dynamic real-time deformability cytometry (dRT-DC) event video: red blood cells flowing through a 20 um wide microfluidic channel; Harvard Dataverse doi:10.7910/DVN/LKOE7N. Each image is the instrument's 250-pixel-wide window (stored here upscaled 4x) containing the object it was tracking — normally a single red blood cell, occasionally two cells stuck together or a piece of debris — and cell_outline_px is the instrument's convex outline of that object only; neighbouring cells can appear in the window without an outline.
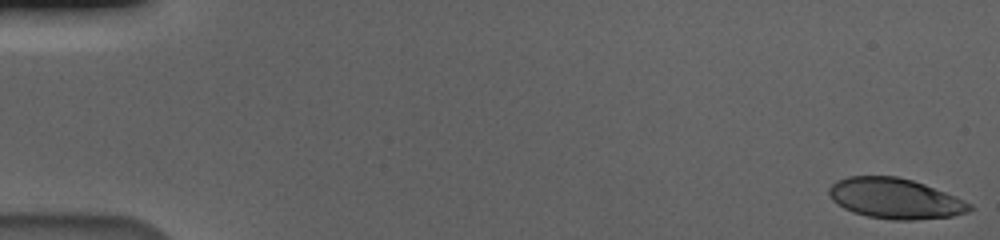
{"species": "human", "species_latin": "Homo sapiens", "temperature_condition": "cold", "stored_images_in_passage": 58, "camera_frame_rate_fps": 3000, "um_per_image_px": 0.085, "donor": {"sex": "male"}, "frame": {"image": 1, "passage_image": 1, "time_ms": 0.0, "image_size_px": [1000, 240], "cell_outline_px": [[972, 208], [968, 212], [952, 216], [916, 220], [892, 220], [868, 216], [852, 212], [836, 204], [832, 200], [828, 192], [828, 188], [836, 180], [848, 176], [896, 176], [912, 180], [924, 184], [964, 200], [972, 204]], "centroid_in_image_um": [76.05, 16.87], "position_along_channel_um": 8.9, "area_um2": 33.12}}
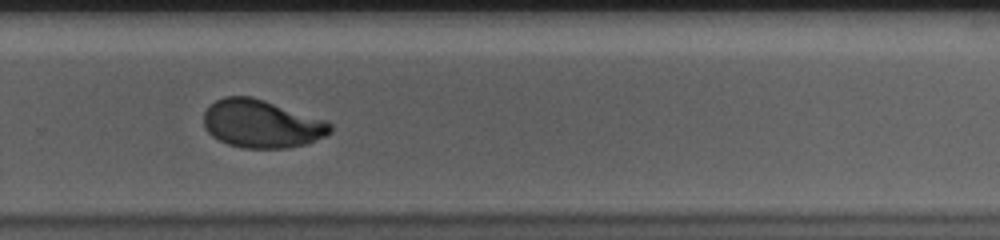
{"frame": {"image": 2, "passage_image": 40, "time_ms": 13.0, "image_size_px": [1000, 240], "cell_outline_px": [[332, 132], [324, 136], [304, 144], [288, 148], [244, 148], [228, 144], [212, 136], [204, 128], [204, 112], [216, 100], [224, 96], [252, 96], [328, 120], [332, 124]], "centroid_in_image_um": [22.25, 10.52], "position_along_channel_um": 307.5, "area_um2": 35.49}}
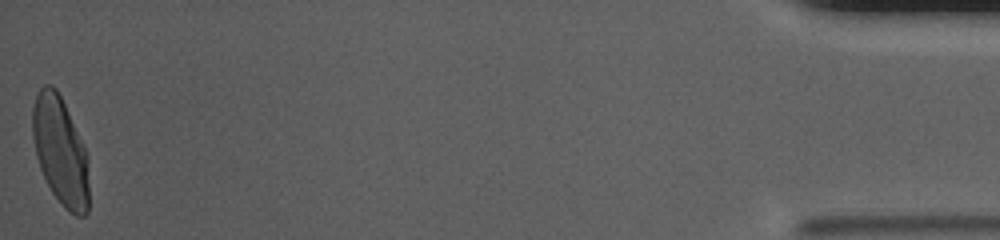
{"frame": {"image": 3, "passage_image": 58, "time_ms": 19.0, "image_size_px": [1000, 240], "cell_outline_px": [[88, 212], [84, 216], [76, 216], [64, 208], [52, 192], [40, 168], [36, 156], [32, 136], [32, 108], [36, 96], [40, 88], [44, 84], [52, 84], [56, 88], [84, 144], [88, 156]], "centroid_in_image_um": [5.13, 12.83], "position_along_channel_um": 430.1, "area_um2": 35.66}, "authors_computed_cell_mechanics": {"area_um2": 35.1424, "velocity_mm_per_s": 3.5726, "shape_relaxation_time_tau1_ms": 3.3763, "shape_relaxation_time_tau2_ms": null, "deformation_change_tau1": 0.1733, "deformation_change_tau2": null}}